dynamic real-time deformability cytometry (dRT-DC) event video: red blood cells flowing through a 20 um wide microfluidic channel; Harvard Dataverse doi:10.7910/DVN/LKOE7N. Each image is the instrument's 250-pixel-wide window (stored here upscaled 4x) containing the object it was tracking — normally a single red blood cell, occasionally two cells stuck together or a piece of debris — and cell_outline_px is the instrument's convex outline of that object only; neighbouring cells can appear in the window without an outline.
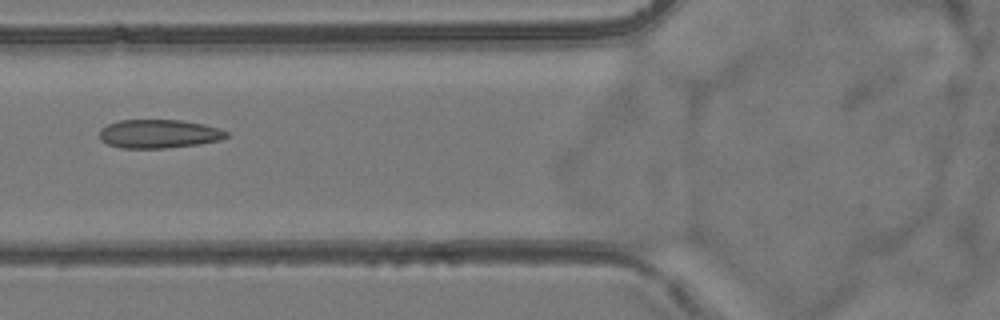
{"species": "common noctule bat (a hibernating species)", "species_latin": "Nyctalus noctula", "temperature_condition": "room temperature", "stored_images_in_passage": 5, "camera_frame_rate_fps": 3000, "um_per_image_px": 0.085, "animal": {"sex": "female", "body_mass_g": 24.6, "forearm_length_mm": 56.2}, "frame": {"image": 1, "passage_image": 4, "time_ms": 3.667, "image_size_px": [1000, 320], "cell_outline_px": [[228, 136], [220, 140], [200, 144], [164, 148], [120, 148], [108, 144], [100, 140], [100, 128], [108, 124], [120, 120], [180, 120], [204, 124], [220, 128], [228, 132]], "centroid_in_image_um": [13.51, 11.37], "position_along_channel_um": 112.3, "area_um2": 21.27}}
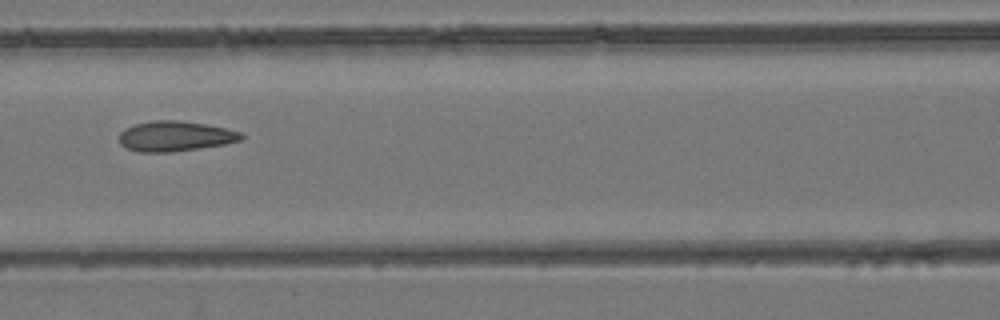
{"frame": {"image": 2, "passage_image": 5, "time_ms": 4.667, "image_size_px": [1000, 320], "cell_outline_px": [[244, 140], [224, 144], [200, 148], [172, 152], [140, 152], [128, 148], [120, 144], [120, 132], [124, 128], [136, 124], [152, 120], [180, 120], [204, 124], [224, 128], [240, 132], [244, 136]], "centroid_in_image_um": [14.89, 11.57], "position_along_channel_um": 151.7, "area_um2": 21.44}}